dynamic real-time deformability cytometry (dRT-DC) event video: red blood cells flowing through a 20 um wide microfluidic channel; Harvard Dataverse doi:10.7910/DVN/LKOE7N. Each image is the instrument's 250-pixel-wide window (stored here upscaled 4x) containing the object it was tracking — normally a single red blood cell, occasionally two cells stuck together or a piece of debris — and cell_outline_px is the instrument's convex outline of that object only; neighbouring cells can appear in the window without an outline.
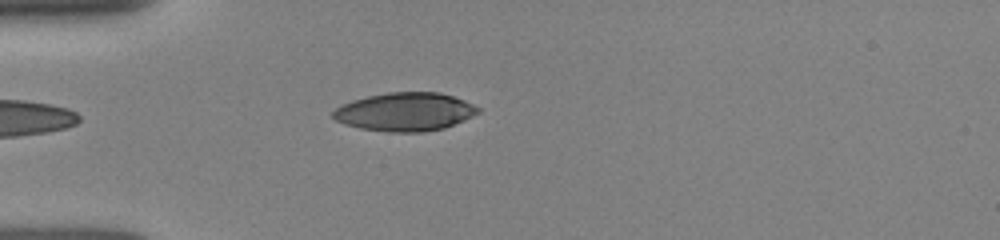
{"species": "human", "species_latin": "Homo sapiens", "temperature_condition": "room temperature", "stored_images_in_passage": 6, "camera_frame_rate_fps": 3000, "um_per_image_px": 0.085, "donor": {"sex": "female"}, "frame": {"image": 1, "passage_image": 6, "time_ms": 4.0, "image_size_px": [1000, 240], "cell_outline_px": [[480, 112], [472, 116], [444, 128], [424, 132], [388, 132], [360, 128], [344, 124], [336, 120], [332, 116], [332, 112], [340, 104], [352, 100], [368, 96], [388, 92], [440, 92], [464, 100], [480, 108]], "centroid_in_image_um": [34.4, 9.5], "position_along_channel_um": 50.6, "area_um2": 32.48}}